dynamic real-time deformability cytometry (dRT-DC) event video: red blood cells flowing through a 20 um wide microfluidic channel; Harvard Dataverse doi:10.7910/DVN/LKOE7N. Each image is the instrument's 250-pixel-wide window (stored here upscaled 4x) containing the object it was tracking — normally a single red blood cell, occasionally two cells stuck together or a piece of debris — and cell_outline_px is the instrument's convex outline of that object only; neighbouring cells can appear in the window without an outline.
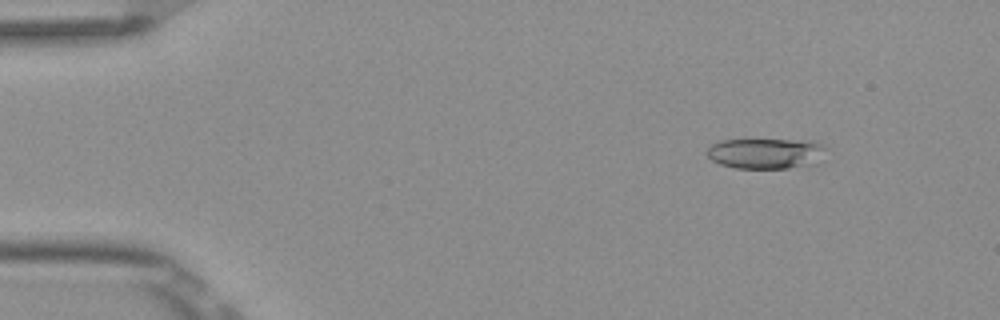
{"species": "Egyptian fruit bat (a non-hibernating species)", "species_latin": "Rousettus aegyptiacus", "temperature_condition": "room temperature", "stored_images_in_passage": 7, "camera_frame_rate_fps": 3000, "um_per_image_px": 0.085, "frame": {"image": 1, "passage_image": 2, "time_ms": 0.333, "image_size_px": [1000, 320], "cell_outline_px": [[824, 148], [816, 164], [788, 168], [736, 168], [720, 164], [712, 160], [708, 156], [708, 148], [712, 144], [720, 140], [808, 140], [820, 144]], "centroid_in_image_um": [65.05, 13.04], "position_along_channel_um": 19.9, "area_um2": 20.87}}
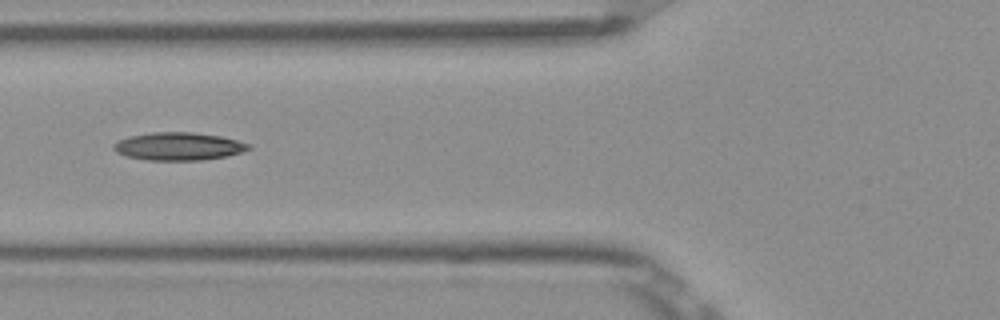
{"frame": {"image": 2, "passage_image": 6, "time_ms": 1.667, "image_size_px": [1000, 320], "cell_outline_px": [[252, 148], [228, 156], [200, 160], [148, 160], [124, 156], [116, 152], [112, 148], [112, 144], [128, 136], [152, 132], [192, 132], [220, 136], [252, 144]], "centroid_in_image_um": [15.16, 12.44], "position_along_channel_um": 110.6, "area_um2": 22.02}}
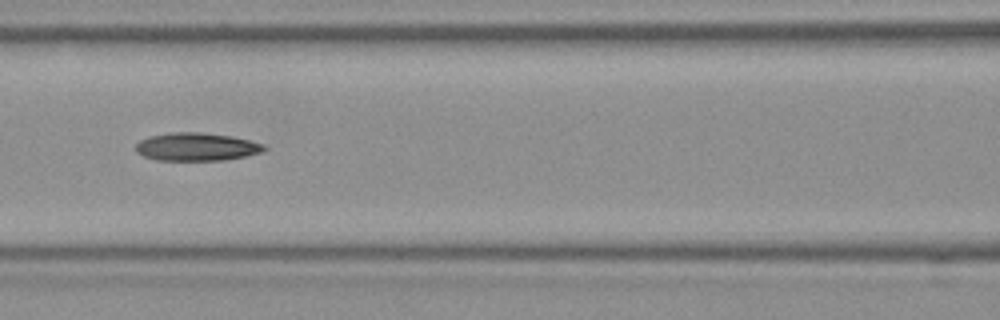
{"frame": {"image": 3, "passage_image": 7, "time_ms": 2.0, "image_size_px": [1000, 320], "cell_outline_px": [[268, 148], [260, 152], [244, 156], [224, 160], [156, 160], [144, 156], [136, 152], [136, 144], [140, 140], [148, 136], [172, 132], [200, 132], [232, 136], [264, 144]], "centroid_in_image_um": [16.68, 12.47], "position_along_channel_um": 149.9, "area_um2": 20.92}}